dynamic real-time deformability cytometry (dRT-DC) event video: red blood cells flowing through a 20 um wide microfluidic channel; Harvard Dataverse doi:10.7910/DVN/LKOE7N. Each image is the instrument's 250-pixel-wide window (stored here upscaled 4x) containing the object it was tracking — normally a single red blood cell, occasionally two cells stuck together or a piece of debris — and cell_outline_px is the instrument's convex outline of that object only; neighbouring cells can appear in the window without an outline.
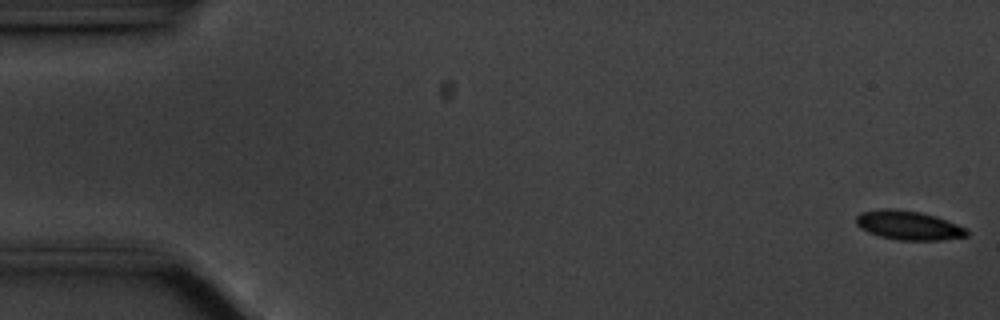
{"species": "common noctule bat (a hibernating species)", "species_latin": "Nyctalus noctula", "temperature_condition": "cold", "stored_images_in_passage": 57, "camera_frame_rate_fps": 3000, "um_per_image_px": 0.085, "animal": {"sex": "male", "body_mass_g": 20.1, "forearm_length_mm": 53.5}, "frame": {"image": 1, "passage_image": 1, "time_ms": 0.0, "image_size_px": [1000, 320], "cell_outline_px": [[968, 236], [940, 240], [900, 240], [880, 236], [868, 232], [860, 228], [856, 224], [856, 216], [860, 212], [884, 208], [896, 208], [920, 212], [936, 216], [968, 228]], "centroid_in_image_um": [77.23, 19.14], "position_along_channel_um": 7.8, "area_um2": 18.9}}
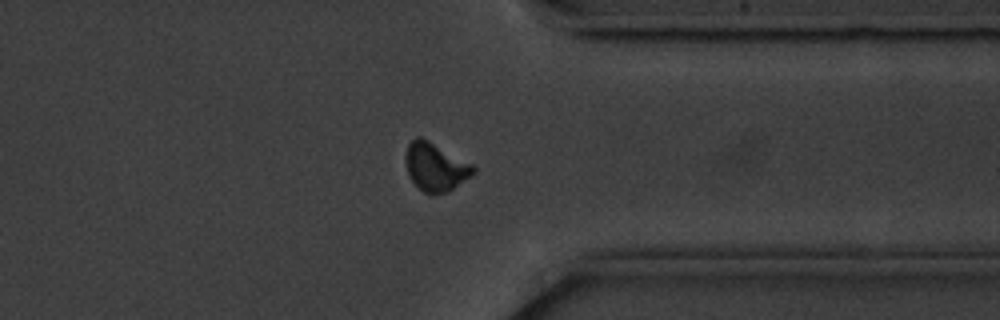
{"frame": {"image": 2, "passage_image": 44, "time_ms": 14.333, "image_size_px": [1000, 320], "cell_outline_px": [[476, 172], [448, 192], [432, 196], [424, 192], [408, 176], [404, 156], [408, 144], [416, 136], [420, 136], [428, 140], [472, 164], [476, 168]], "centroid_in_image_um": [36.99, 14.2], "position_along_channel_um": 374.4, "area_um2": 19.07}}
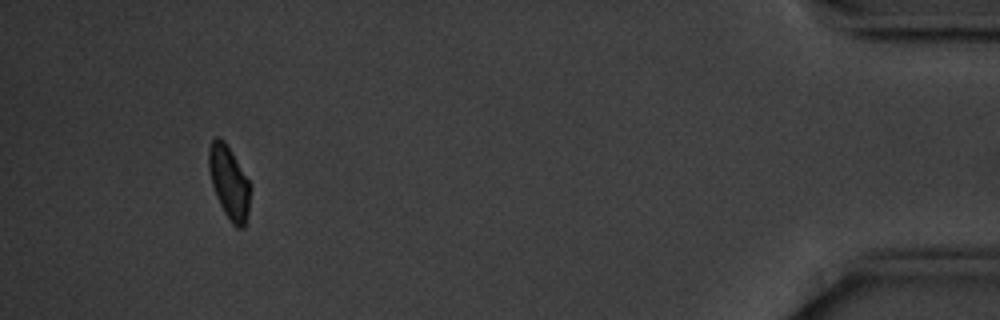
{"frame": {"image": 3, "passage_image": 53, "time_ms": 17.333, "image_size_px": [1000, 320], "cell_outline_px": [[252, 188], [248, 212], [244, 228], [236, 228], [232, 224], [224, 212], [216, 196], [212, 184], [208, 168], [208, 148], [212, 140], [216, 136], [220, 136], [224, 140], [232, 152], [252, 184]], "centroid_in_image_um": [19.49, 15.49], "position_along_channel_um": 415.7, "area_um2": 18.03}, "authors_computed_cell_mechanics": {"area_um2": 18.785, "velocity_mm_per_s": 3.5191, "shape_relaxation_time_tau1_ms": 3.1736, "shape_relaxation_time_tau2_ms": null, "deformation_change_tau1": 0.0836, "deformation_change_tau2": null}}